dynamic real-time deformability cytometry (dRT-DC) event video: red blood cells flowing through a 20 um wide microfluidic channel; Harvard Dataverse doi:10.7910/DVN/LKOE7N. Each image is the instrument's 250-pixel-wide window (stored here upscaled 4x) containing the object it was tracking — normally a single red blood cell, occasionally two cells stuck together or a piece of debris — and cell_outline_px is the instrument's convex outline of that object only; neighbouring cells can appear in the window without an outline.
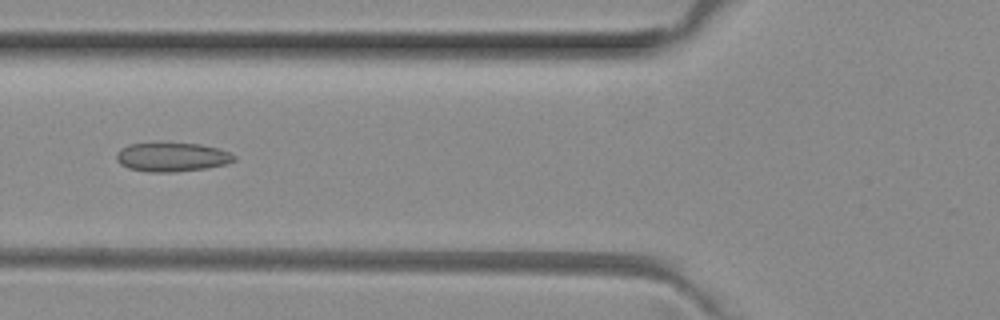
{"species": "common noctule bat (a hibernating species)", "species_latin": "Nyctalus noctula", "temperature_condition": "room temperature", "stored_images_in_passage": 5, "camera_frame_rate_fps": 3000, "um_per_image_px": 0.085, "animal": {"sex": "female", "body_mass_g": 29.2, "forearm_length_mm": 56.3}, "frame": {"image": 1, "passage_image": 5, "time_ms": 1.333, "image_size_px": [1000, 320], "cell_outline_px": [[236, 160], [224, 164], [204, 168], [176, 172], [148, 172], [128, 168], [120, 164], [116, 160], [116, 156], [120, 148], [128, 144], [200, 144], [216, 148], [228, 152], [236, 156]], "centroid_in_image_um": [14.58, 13.37], "position_along_channel_um": 111.2, "area_um2": 19.54}}